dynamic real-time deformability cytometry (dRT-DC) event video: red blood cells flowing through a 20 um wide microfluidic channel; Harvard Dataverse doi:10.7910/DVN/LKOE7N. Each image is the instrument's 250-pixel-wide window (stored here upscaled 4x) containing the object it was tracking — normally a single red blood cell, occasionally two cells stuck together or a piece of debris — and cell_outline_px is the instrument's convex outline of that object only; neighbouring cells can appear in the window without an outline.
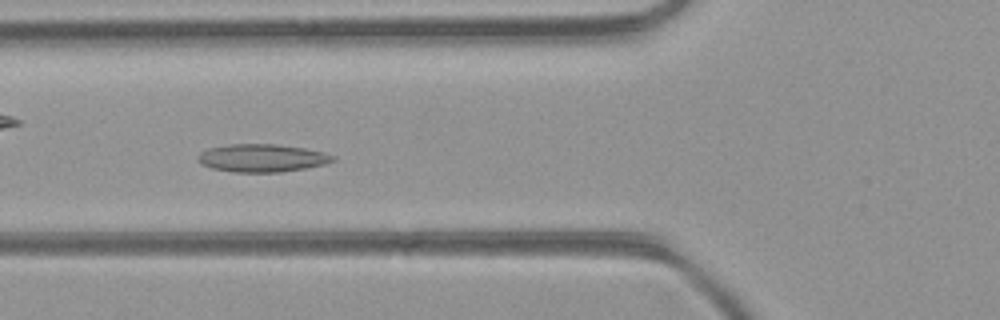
{"species": "common noctule bat (a hibernating species)", "species_latin": "Nyctalus noctula", "temperature_condition": "room temperature", "stored_images_in_passage": 46, "camera_frame_rate_fps": 3000, "um_per_image_px": 0.085, "animal": {"sex": "female", "body_mass_g": 21.9}, "frame": {"image": 1, "passage_image": 17, "time_ms": 5.333, "image_size_px": [1000, 320], "cell_outline_px": [[336, 160], [324, 164], [304, 168], [280, 172], [232, 172], [212, 168], [200, 164], [196, 160], [196, 156], [200, 152], [208, 148], [228, 144], [276, 144], [304, 148], [324, 152], [336, 156]], "centroid_in_image_um": [22.23, 13.43], "position_along_channel_um": 103.6, "area_um2": 22.08}}
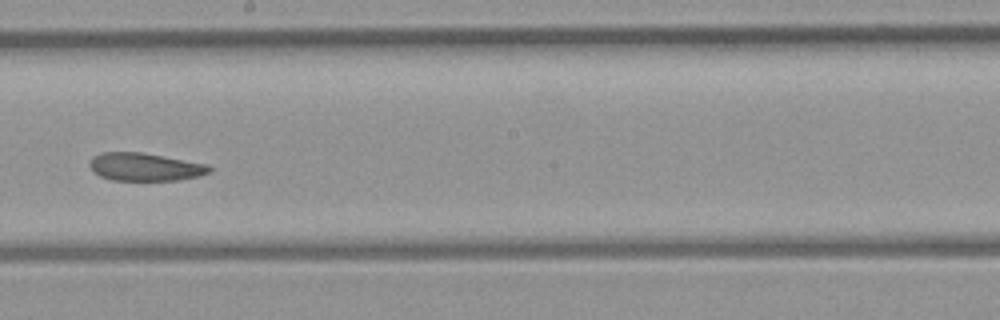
{"frame": {"image": 2, "passage_image": 26, "time_ms": 8.333, "image_size_px": [1000, 320], "cell_outline_px": [[212, 168], [208, 172], [196, 176], [180, 180], [112, 180], [100, 176], [88, 164], [92, 156], [100, 152], [140, 152], [208, 164]], "centroid_in_image_um": [12.29, 14.18], "position_along_channel_um": 235.9, "area_um2": 19.31}}
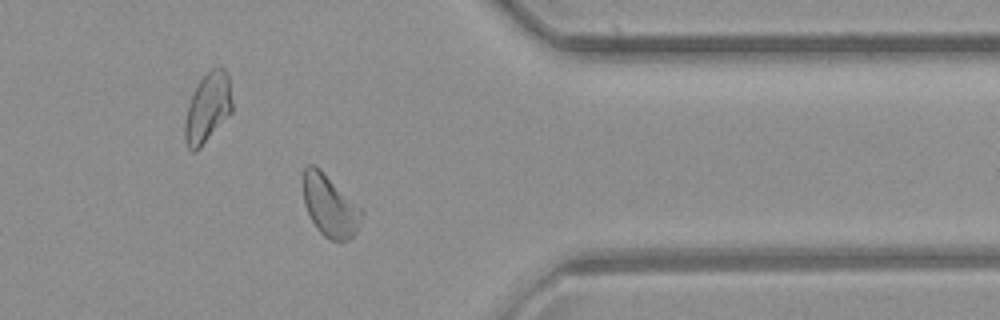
{"frame": {"image": 3, "passage_image": 37, "time_ms": 12.0, "image_size_px": [1000, 320], "cell_outline_px": [[364, 212], [356, 232], [348, 240], [332, 240], [324, 236], [316, 228], [304, 204], [304, 164], [312, 164], [320, 168], [364, 208]], "centroid_in_image_um": [28.08, 17.46], "position_along_channel_um": 383.3, "area_um2": 21.27}, "authors_computed_cell_mechanics": {"area_um2": 21.7617, "velocity_mm_per_s": 4.403, "shape_relaxation_time_tau1_ms": null, "shape_relaxation_time_tau2_ms": 4.8177, "deformation_change_tau1": null, "deformation_change_tau2": 0.1183}}